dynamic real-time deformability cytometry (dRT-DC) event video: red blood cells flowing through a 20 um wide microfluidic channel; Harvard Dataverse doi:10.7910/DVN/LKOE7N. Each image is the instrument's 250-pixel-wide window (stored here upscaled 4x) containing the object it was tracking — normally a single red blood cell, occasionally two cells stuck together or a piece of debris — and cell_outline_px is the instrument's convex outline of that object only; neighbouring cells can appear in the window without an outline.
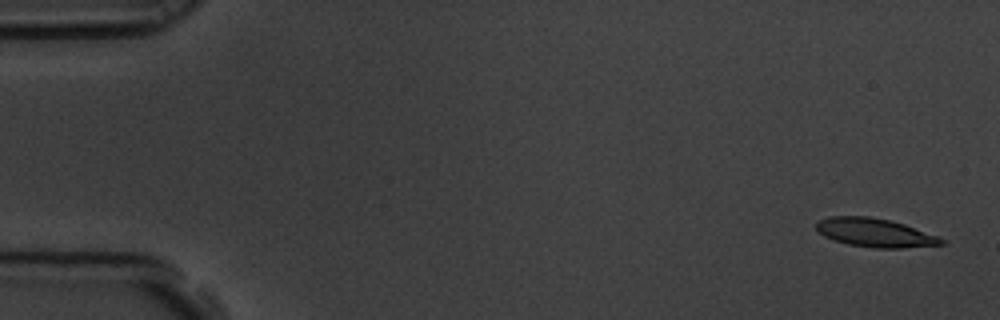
{"species": "common noctule bat (a hibernating species)", "species_latin": "Nyctalus noctula", "temperature_condition": "room temperature", "stored_images_in_passage": 5, "camera_frame_rate_fps": 3000, "um_per_image_px": 0.085, "animal": {"sex": "male", "body_mass_g": 19.5, "forearm_length_mm": 54.6}, "frame": {"image": 1, "passage_image": 1, "time_ms": 0.0, "image_size_px": [1000, 320], "cell_outline_px": [[948, 244], [900, 248], [876, 248], [848, 244], [824, 236], [816, 228], [816, 224], [820, 220], [828, 216], [868, 216], [888, 220], [904, 224], [936, 236], [944, 240]], "centroid_in_image_um": [74.37, 19.78], "position_along_channel_um": 10.6, "area_um2": 20.58}}
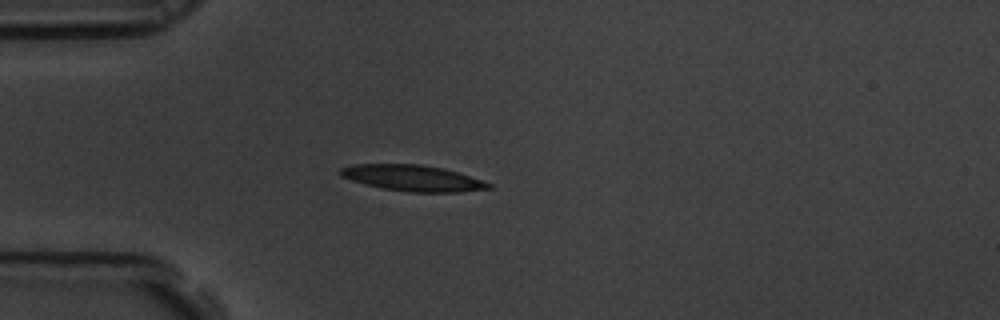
{"frame": {"image": 2, "passage_image": 5, "time_ms": 1.333, "image_size_px": [1000, 320], "cell_outline_px": [[492, 188], [460, 192], [408, 192], [384, 188], [364, 184], [340, 176], [340, 168], [352, 164], [420, 164], [444, 168], [492, 184]], "centroid_in_image_um": [35.05, 15.13], "position_along_channel_um": 50.0, "area_um2": 22.31}}